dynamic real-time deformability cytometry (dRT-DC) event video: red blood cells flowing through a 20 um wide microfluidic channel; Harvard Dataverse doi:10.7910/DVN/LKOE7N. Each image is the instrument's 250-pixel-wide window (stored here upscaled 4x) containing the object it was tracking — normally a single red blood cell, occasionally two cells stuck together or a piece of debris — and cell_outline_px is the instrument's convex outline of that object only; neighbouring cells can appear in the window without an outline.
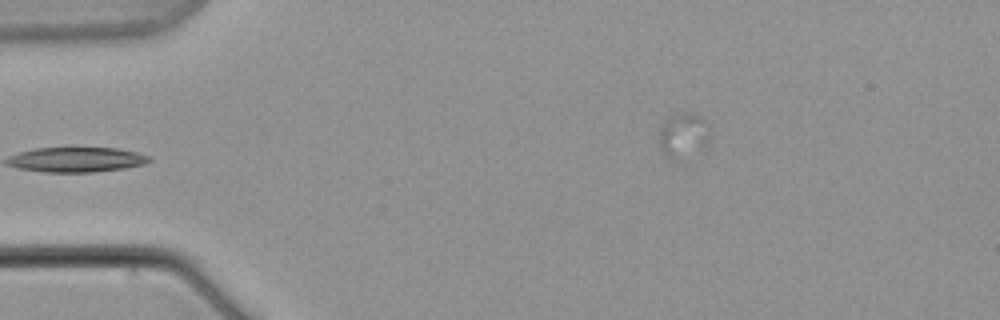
{"species": "common noctule bat (a hibernating species)", "species_latin": "Nyctalus noctula", "temperature_condition": "warm", "stored_images_in_passage": 7, "camera_frame_rate_fps": 3000, "um_per_image_px": 0.085, "animal": {"sex": "male", "body_mass_g": 21.5, "forearm_length_mm": 52.0}, "frame": {"image": 1, "passage_image": 7, "time_ms": 7.333, "image_size_px": [1000, 320], "cell_outline_px": [[708, 144], [676, 160], [668, 160], [660, 144], [660, 128], [672, 116], [700, 116], [704, 120], [708, 136]], "centroid_in_image_um": [58.05, 11.57], "position_along_channel_um": 27.0, "area_um2": 12.02}}